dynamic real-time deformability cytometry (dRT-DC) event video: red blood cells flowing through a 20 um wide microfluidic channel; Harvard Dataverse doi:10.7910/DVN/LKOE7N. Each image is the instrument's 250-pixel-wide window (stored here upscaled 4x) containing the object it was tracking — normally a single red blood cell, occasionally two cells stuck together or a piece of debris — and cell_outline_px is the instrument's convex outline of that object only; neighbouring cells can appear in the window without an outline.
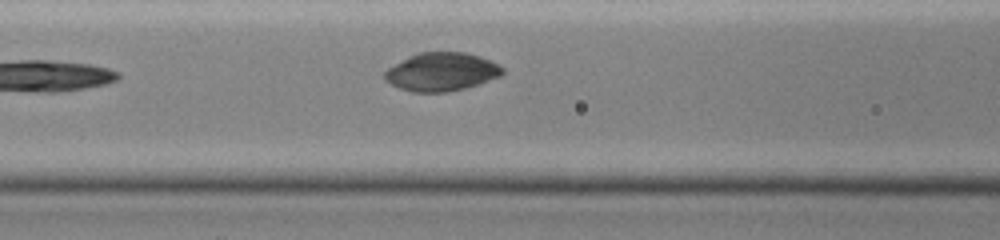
{"species": "common noctule bat (a hibernating species)", "species_latin": "Nyctalus noctula", "temperature_condition": "cold", "stored_images_in_passage": 13, "camera_frame_rate_fps": 3000, "um_per_image_px": 0.085, "animal": {"sex": "female", "body_mass_g": 19.0, "forearm_length_mm": 51.5}, "frame": {"image": 1, "passage_image": 13, "time_ms": 5.0, "image_size_px": [1000, 240], "cell_outline_px": [[504, 72], [500, 76], [464, 88], [448, 92], [412, 92], [400, 88], [384, 80], [384, 72], [388, 68], [408, 56], [420, 52], [464, 52], [480, 56], [492, 60], [500, 64], [504, 68]], "centroid_in_image_um": [37.54, 6.09], "position_along_channel_um": 129.1, "area_um2": 26.36}}